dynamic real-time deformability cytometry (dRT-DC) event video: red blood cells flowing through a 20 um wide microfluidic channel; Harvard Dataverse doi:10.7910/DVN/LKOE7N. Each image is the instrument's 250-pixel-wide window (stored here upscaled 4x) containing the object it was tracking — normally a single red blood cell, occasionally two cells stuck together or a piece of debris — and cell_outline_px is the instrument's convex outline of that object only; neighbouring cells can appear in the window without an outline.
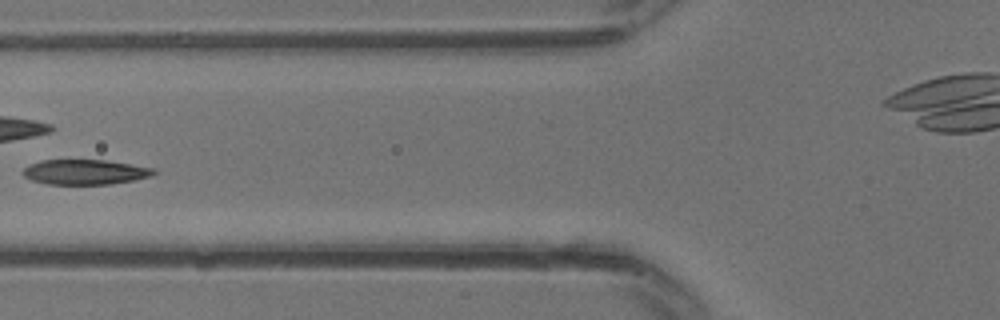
{"species": "common noctule bat (a hibernating species)", "species_latin": "Nyctalus noctula", "temperature_condition": "warm", "stored_images_in_passage": 11, "camera_frame_rate_fps": 3000, "um_per_image_px": 0.085, "animal": {"sex": "male", "body_mass_g": 13.3}, "frame": {"image": 1, "passage_image": 10, "time_ms": 3.0, "image_size_px": [1000, 320], "cell_outline_px": [[156, 172], [152, 176], [136, 180], [112, 184], [48, 184], [32, 180], [24, 176], [20, 172], [24, 168], [40, 160], [104, 160], [156, 168]], "centroid_in_image_um": [7.26, 14.62], "position_along_channel_um": 118.5, "area_um2": 19.13}}